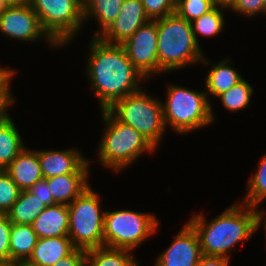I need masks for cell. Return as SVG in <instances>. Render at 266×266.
I'll return each mask as SVG.
<instances>
[{"label":"cell","instance_id":"cell-1","mask_svg":"<svg viewBox=\"0 0 266 266\" xmlns=\"http://www.w3.org/2000/svg\"><path fill=\"white\" fill-rule=\"evenodd\" d=\"M86 57L85 74L98 99L101 110L116 101L140 91L147 79L134 67L122 44H111L91 36Z\"/></svg>","mask_w":266,"mask_h":266},{"label":"cell","instance_id":"cell-2","mask_svg":"<svg viewBox=\"0 0 266 266\" xmlns=\"http://www.w3.org/2000/svg\"><path fill=\"white\" fill-rule=\"evenodd\" d=\"M205 217L202 212H197L188 221L198 234L202 255L230 259L228 253L236 250V244L245 243L255 234L253 208L240 201L209 222Z\"/></svg>","mask_w":266,"mask_h":266},{"label":"cell","instance_id":"cell-3","mask_svg":"<svg viewBox=\"0 0 266 266\" xmlns=\"http://www.w3.org/2000/svg\"><path fill=\"white\" fill-rule=\"evenodd\" d=\"M155 21L159 76L201 63L205 53L195 39L190 22L176 13Z\"/></svg>","mask_w":266,"mask_h":266},{"label":"cell","instance_id":"cell-4","mask_svg":"<svg viewBox=\"0 0 266 266\" xmlns=\"http://www.w3.org/2000/svg\"><path fill=\"white\" fill-rule=\"evenodd\" d=\"M100 113L104 133L98 144L97 159L104 168L120 173L142 155L157 151L135 128L123 124L108 110H101Z\"/></svg>","mask_w":266,"mask_h":266},{"label":"cell","instance_id":"cell-5","mask_svg":"<svg viewBox=\"0 0 266 266\" xmlns=\"http://www.w3.org/2000/svg\"><path fill=\"white\" fill-rule=\"evenodd\" d=\"M166 96L164 103L162 101L164 124L177 134L186 135L204 129L216 118L205 89L201 92L170 83Z\"/></svg>","mask_w":266,"mask_h":266},{"label":"cell","instance_id":"cell-6","mask_svg":"<svg viewBox=\"0 0 266 266\" xmlns=\"http://www.w3.org/2000/svg\"><path fill=\"white\" fill-rule=\"evenodd\" d=\"M147 91L142 88L134 94L127 95L107 110L123 124L135 128L158 149L166 132L162 101Z\"/></svg>","mask_w":266,"mask_h":266},{"label":"cell","instance_id":"cell-7","mask_svg":"<svg viewBox=\"0 0 266 266\" xmlns=\"http://www.w3.org/2000/svg\"><path fill=\"white\" fill-rule=\"evenodd\" d=\"M102 198L90 185L68 205V237L76 249L87 251L104 246Z\"/></svg>","mask_w":266,"mask_h":266},{"label":"cell","instance_id":"cell-8","mask_svg":"<svg viewBox=\"0 0 266 266\" xmlns=\"http://www.w3.org/2000/svg\"><path fill=\"white\" fill-rule=\"evenodd\" d=\"M158 226L159 220L149 212L129 209L105 211L104 246L134 252L139 245L157 233Z\"/></svg>","mask_w":266,"mask_h":266},{"label":"cell","instance_id":"cell-9","mask_svg":"<svg viewBox=\"0 0 266 266\" xmlns=\"http://www.w3.org/2000/svg\"><path fill=\"white\" fill-rule=\"evenodd\" d=\"M29 5L59 48L72 43L84 27L83 0H30Z\"/></svg>","mask_w":266,"mask_h":266},{"label":"cell","instance_id":"cell-10","mask_svg":"<svg viewBox=\"0 0 266 266\" xmlns=\"http://www.w3.org/2000/svg\"><path fill=\"white\" fill-rule=\"evenodd\" d=\"M0 33L10 40L31 43L44 39L51 48L59 47L43 30L38 15L29 4L9 6L0 15Z\"/></svg>","mask_w":266,"mask_h":266},{"label":"cell","instance_id":"cell-11","mask_svg":"<svg viewBox=\"0 0 266 266\" xmlns=\"http://www.w3.org/2000/svg\"><path fill=\"white\" fill-rule=\"evenodd\" d=\"M122 46L134 67L148 80L159 75L157 22L150 20L139 27Z\"/></svg>","mask_w":266,"mask_h":266},{"label":"cell","instance_id":"cell-12","mask_svg":"<svg viewBox=\"0 0 266 266\" xmlns=\"http://www.w3.org/2000/svg\"><path fill=\"white\" fill-rule=\"evenodd\" d=\"M201 256L198 234L187 221L169 246L157 255L154 266H197Z\"/></svg>","mask_w":266,"mask_h":266},{"label":"cell","instance_id":"cell-13","mask_svg":"<svg viewBox=\"0 0 266 266\" xmlns=\"http://www.w3.org/2000/svg\"><path fill=\"white\" fill-rule=\"evenodd\" d=\"M150 19L141 0H124L115 21L98 36L111 44H122Z\"/></svg>","mask_w":266,"mask_h":266},{"label":"cell","instance_id":"cell-14","mask_svg":"<svg viewBox=\"0 0 266 266\" xmlns=\"http://www.w3.org/2000/svg\"><path fill=\"white\" fill-rule=\"evenodd\" d=\"M87 160L75 173L58 175L45 180L56 204L69 205L89 184L91 163Z\"/></svg>","mask_w":266,"mask_h":266},{"label":"cell","instance_id":"cell-15","mask_svg":"<svg viewBox=\"0 0 266 266\" xmlns=\"http://www.w3.org/2000/svg\"><path fill=\"white\" fill-rule=\"evenodd\" d=\"M77 148L38 150L43 178L75 173L88 159Z\"/></svg>","mask_w":266,"mask_h":266},{"label":"cell","instance_id":"cell-16","mask_svg":"<svg viewBox=\"0 0 266 266\" xmlns=\"http://www.w3.org/2000/svg\"><path fill=\"white\" fill-rule=\"evenodd\" d=\"M5 171L22 191L28 190L32 185L44 179L38 149H28V146L24 147Z\"/></svg>","mask_w":266,"mask_h":266},{"label":"cell","instance_id":"cell-17","mask_svg":"<svg viewBox=\"0 0 266 266\" xmlns=\"http://www.w3.org/2000/svg\"><path fill=\"white\" fill-rule=\"evenodd\" d=\"M200 64H213L212 67L209 68L204 82L205 92L207 94L208 99L211 97L217 99V97L221 93H224L231 87L235 86L239 81L244 78L243 75L239 74L236 68L230 65L232 64V61L229 57H225L223 60L219 61L216 64L210 61L209 58L207 59L204 55Z\"/></svg>","mask_w":266,"mask_h":266},{"label":"cell","instance_id":"cell-18","mask_svg":"<svg viewBox=\"0 0 266 266\" xmlns=\"http://www.w3.org/2000/svg\"><path fill=\"white\" fill-rule=\"evenodd\" d=\"M75 249L68 236L39 238L26 263L31 266H52Z\"/></svg>","mask_w":266,"mask_h":266},{"label":"cell","instance_id":"cell-19","mask_svg":"<svg viewBox=\"0 0 266 266\" xmlns=\"http://www.w3.org/2000/svg\"><path fill=\"white\" fill-rule=\"evenodd\" d=\"M38 238L68 236V205L47 206L32 223Z\"/></svg>","mask_w":266,"mask_h":266},{"label":"cell","instance_id":"cell-20","mask_svg":"<svg viewBox=\"0 0 266 266\" xmlns=\"http://www.w3.org/2000/svg\"><path fill=\"white\" fill-rule=\"evenodd\" d=\"M19 132L10 114L0 120V170H5L26 146Z\"/></svg>","mask_w":266,"mask_h":266},{"label":"cell","instance_id":"cell-21","mask_svg":"<svg viewBox=\"0 0 266 266\" xmlns=\"http://www.w3.org/2000/svg\"><path fill=\"white\" fill-rule=\"evenodd\" d=\"M124 0H83L84 23L90 18L98 23L93 37L100 36L119 14ZM94 18V19H93ZM99 28V29H98Z\"/></svg>","mask_w":266,"mask_h":266},{"label":"cell","instance_id":"cell-22","mask_svg":"<svg viewBox=\"0 0 266 266\" xmlns=\"http://www.w3.org/2000/svg\"><path fill=\"white\" fill-rule=\"evenodd\" d=\"M32 225L12 223L10 233V263L26 262L38 241Z\"/></svg>","mask_w":266,"mask_h":266},{"label":"cell","instance_id":"cell-23","mask_svg":"<svg viewBox=\"0 0 266 266\" xmlns=\"http://www.w3.org/2000/svg\"><path fill=\"white\" fill-rule=\"evenodd\" d=\"M86 266H140L127 249L97 247L86 251Z\"/></svg>","mask_w":266,"mask_h":266},{"label":"cell","instance_id":"cell-24","mask_svg":"<svg viewBox=\"0 0 266 266\" xmlns=\"http://www.w3.org/2000/svg\"><path fill=\"white\" fill-rule=\"evenodd\" d=\"M46 207L36 196L28 190H24L21 191L7 216L11 223L32 225Z\"/></svg>","mask_w":266,"mask_h":266},{"label":"cell","instance_id":"cell-25","mask_svg":"<svg viewBox=\"0 0 266 266\" xmlns=\"http://www.w3.org/2000/svg\"><path fill=\"white\" fill-rule=\"evenodd\" d=\"M224 11V8L215 6L212 10L191 22L193 34L199 45L201 44L198 36L211 38L221 34L225 28L226 17H224Z\"/></svg>","mask_w":266,"mask_h":266},{"label":"cell","instance_id":"cell-26","mask_svg":"<svg viewBox=\"0 0 266 266\" xmlns=\"http://www.w3.org/2000/svg\"><path fill=\"white\" fill-rule=\"evenodd\" d=\"M253 91L252 85L243 78L235 86L221 93L217 100H221L222 106L228 111L237 113V111H242L249 106Z\"/></svg>","mask_w":266,"mask_h":266},{"label":"cell","instance_id":"cell-27","mask_svg":"<svg viewBox=\"0 0 266 266\" xmlns=\"http://www.w3.org/2000/svg\"><path fill=\"white\" fill-rule=\"evenodd\" d=\"M257 170L248 179L246 194L241 202L249 206L261 204L266 200V154L261 156Z\"/></svg>","mask_w":266,"mask_h":266},{"label":"cell","instance_id":"cell-28","mask_svg":"<svg viewBox=\"0 0 266 266\" xmlns=\"http://www.w3.org/2000/svg\"><path fill=\"white\" fill-rule=\"evenodd\" d=\"M214 7V0H176L175 13L191 23Z\"/></svg>","mask_w":266,"mask_h":266},{"label":"cell","instance_id":"cell-29","mask_svg":"<svg viewBox=\"0 0 266 266\" xmlns=\"http://www.w3.org/2000/svg\"><path fill=\"white\" fill-rule=\"evenodd\" d=\"M21 189L5 170H0V214H7L18 199Z\"/></svg>","mask_w":266,"mask_h":266},{"label":"cell","instance_id":"cell-30","mask_svg":"<svg viewBox=\"0 0 266 266\" xmlns=\"http://www.w3.org/2000/svg\"><path fill=\"white\" fill-rule=\"evenodd\" d=\"M17 70L10 69L1 79H0V120L7 117L10 113L9 107L15 104V97L11 91V81L14 75H16Z\"/></svg>","mask_w":266,"mask_h":266},{"label":"cell","instance_id":"cell-31","mask_svg":"<svg viewBox=\"0 0 266 266\" xmlns=\"http://www.w3.org/2000/svg\"><path fill=\"white\" fill-rule=\"evenodd\" d=\"M146 15L156 20L175 13L176 0H141Z\"/></svg>","mask_w":266,"mask_h":266},{"label":"cell","instance_id":"cell-32","mask_svg":"<svg viewBox=\"0 0 266 266\" xmlns=\"http://www.w3.org/2000/svg\"><path fill=\"white\" fill-rule=\"evenodd\" d=\"M12 223L7 214H0V264L10 263V233Z\"/></svg>","mask_w":266,"mask_h":266},{"label":"cell","instance_id":"cell-33","mask_svg":"<svg viewBox=\"0 0 266 266\" xmlns=\"http://www.w3.org/2000/svg\"><path fill=\"white\" fill-rule=\"evenodd\" d=\"M264 0H237L235 5L230 9L240 16L253 18L256 15L263 14Z\"/></svg>","mask_w":266,"mask_h":266},{"label":"cell","instance_id":"cell-34","mask_svg":"<svg viewBox=\"0 0 266 266\" xmlns=\"http://www.w3.org/2000/svg\"><path fill=\"white\" fill-rule=\"evenodd\" d=\"M28 191L42 201L45 206L56 205L54 198L49 190L48 183L45 179H42L32 185Z\"/></svg>","mask_w":266,"mask_h":266},{"label":"cell","instance_id":"cell-35","mask_svg":"<svg viewBox=\"0 0 266 266\" xmlns=\"http://www.w3.org/2000/svg\"><path fill=\"white\" fill-rule=\"evenodd\" d=\"M52 266H86V251L75 249L70 255L58 260Z\"/></svg>","mask_w":266,"mask_h":266},{"label":"cell","instance_id":"cell-36","mask_svg":"<svg viewBox=\"0 0 266 266\" xmlns=\"http://www.w3.org/2000/svg\"><path fill=\"white\" fill-rule=\"evenodd\" d=\"M197 266H230L229 258L202 255Z\"/></svg>","mask_w":266,"mask_h":266},{"label":"cell","instance_id":"cell-37","mask_svg":"<svg viewBox=\"0 0 266 266\" xmlns=\"http://www.w3.org/2000/svg\"><path fill=\"white\" fill-rule=\"evenodd\" d=\"M260 206H261L260 204H256L252 206L253 213H254L255 232L258 231V229L263 224L262 226H264V231H265V236H266V213L264 210L259 208Z\"/></svg>","mask_w":266,"mask_h":266},{"label":"cell","instance_id":"cell-38","mask_svg":"<svg viewBox=\"0 0 266 266\" xmlns=\"http://www.w3.org/2000/svg\"><path fill=\"white\" fill-rule=\"evenodd\" d=\"M236 2L237 0H214L215 6L228 9V11L235 5Z\"/></svg>","mask_w":266,"mask_h":266},{"label":"cell","instance_id":"cell-39","mask_svg":"<svg viewBox=\"0 0 266 266\" xmlns=\"http://www.w3.org/2000/svg\"><path fill=\"white\" fill-rule=\"evenodd\" d=\"M8 6H21L30 4V0H5Z\"/></svg>","mask_w":266,"mask_h":266},{"label":"cell","instance_id":"cell-40","mask_svg":"<svg viewBox=\"0 0 266 266\" xmlns=\"http://www.w3.org/2000/svg\"><path fill=\"white\" fill-rule=\"evenodd\" d=\"M8 4L5 0H0V15L8 8Z\"/></svg>","mask_w":266,"mask_h":266},{"label":"cell","instance_id":"cell-41","mask_svg":"<svg viewBox=\"0 0 266 266\" xmlns=\"http://www.w3.org/2000/svg\"><path fill=\"white\" fill-rule=\"evenodd\" d=\"M10 70V68L7 67H1L0 66V79Z\"/></svg>","mask_w":266,"mask_h":266},{"label":"cell","instance_id":"cell-42","mask_svg":"<svg viewBox=\"0 0 266 266\" xmlns=\"http://www.w3.org/2000/svg\"><path fill=\"white\" fill-rule=\"evenodd\" d=\"M13 266H31L27 264L26 262H15L13 263Z\"/></svg>","mask_w":266,"mask_h":266},{"label":"cell","instance_id":"cell-43","mask_svg":"<svg viewBox=\"0 0 266 266\" xmlns=\"http://www.w3.org/2000/svg\"><path fill=\"white\" fill-rule=\"evenodd\" d=\"M263 15H266V0H264L263 4Z\"/></svg>","mask_w":266,"mask_h":266},{"label":"cell","instance_id":"cell-44","mask_svg":"<svg viewBox=\"0 0 266 266\" xmlns=\"http://www.w3.org/2000/svg\"><path fill=\"white\" fill-rule=\"evenodd\" d=\"M0 266H13V263H2Z\"/></svg>","mask_w":266,"mask_h":266}]
</instances>
